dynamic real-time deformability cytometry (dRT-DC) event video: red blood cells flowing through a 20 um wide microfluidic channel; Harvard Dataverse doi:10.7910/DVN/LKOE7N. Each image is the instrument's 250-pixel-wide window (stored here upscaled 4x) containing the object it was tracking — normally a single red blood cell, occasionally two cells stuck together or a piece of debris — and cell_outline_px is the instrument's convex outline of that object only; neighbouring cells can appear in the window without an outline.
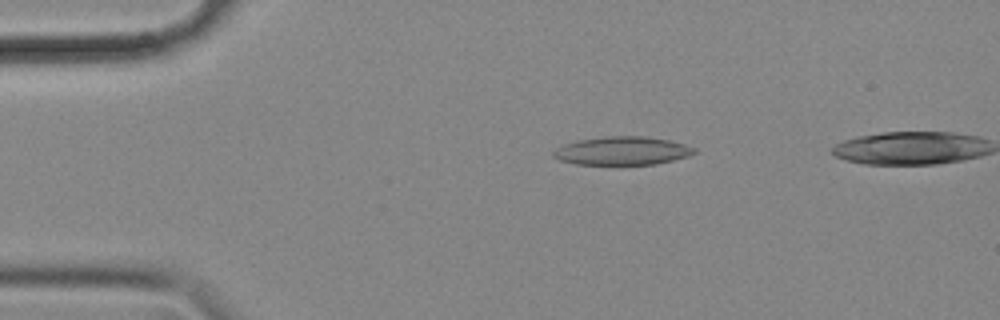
{"species": "common noctule bat (a hibernating species)", "species_latin": "Nyctalus noctula", "temperature_condition": "cold", "stored_images_in_passage": 53, "segment_of_instrument_passage": [1, 2], "camera_frame_rate_fps": 3000, "um_per_image_px": 0.085, "animal": {"sex": "female", "body_mass_g": 18.4}, "frame": {"image": 1, "passage_image": 11, "time_ms": 3.333, "image_size_px": [1000, 320], "cell_outline_px": [[696, 152], [688, 156], [656, 164], [576, 164], [560, 160], [552, 156], [552, 152], [556, 148], [564, 144], [576, 140], [604, 136], [640, 136], [668, 140], [684, 144], [696, 148]], "centroid_in_image_um": [52.86, 12.81], "position_along_channel_um": 32.1, "area_um2": 23.18}}
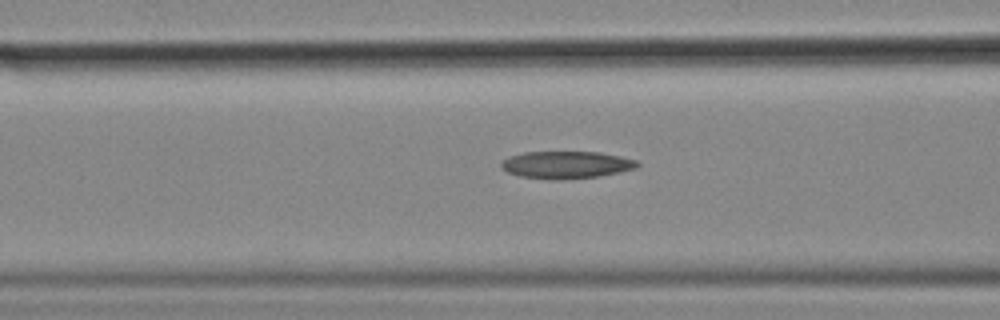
{"frame": {"image": 2, "passage_image": 22, "time_ms": 7.0, "image_size_px": [1000, 320], "cell_outline_px": [[640, 164], [636, 168], [620, 172], [596, 176], [552, 180], [520, 176], [508, 172], [500, 168], [500, 164], [508, 156], [524, 152], [600, 152], [620, 156], [636, 160]], "centroid_in_image_um": [48.11, 14.0], "position_along_channel_um": 118.5, "area_um2": 21.56}}
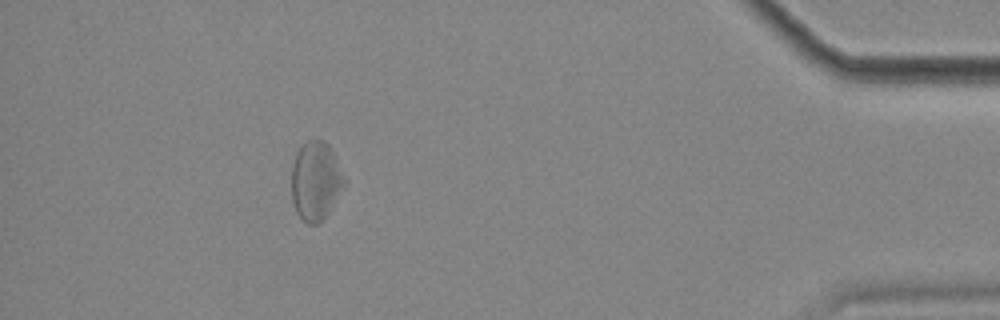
{"frame": {"image": 3, "passage_image": 51, "time_ms": 16.667, "image_size_px": [1000, 320], "cell_outline_px": [[348, 180], [344, 188], [332, 208], [316, 224], [308, 224], [300, 220], [296, 212], [292, 200], [292, 164], [296, 152], [300, 144], [316, 136], [324, 140], [328, 144]], "centroid_in_image_um": [26.84, 15.33], "position_along_channel_um": 408.4, "area_um2": 24.91}}